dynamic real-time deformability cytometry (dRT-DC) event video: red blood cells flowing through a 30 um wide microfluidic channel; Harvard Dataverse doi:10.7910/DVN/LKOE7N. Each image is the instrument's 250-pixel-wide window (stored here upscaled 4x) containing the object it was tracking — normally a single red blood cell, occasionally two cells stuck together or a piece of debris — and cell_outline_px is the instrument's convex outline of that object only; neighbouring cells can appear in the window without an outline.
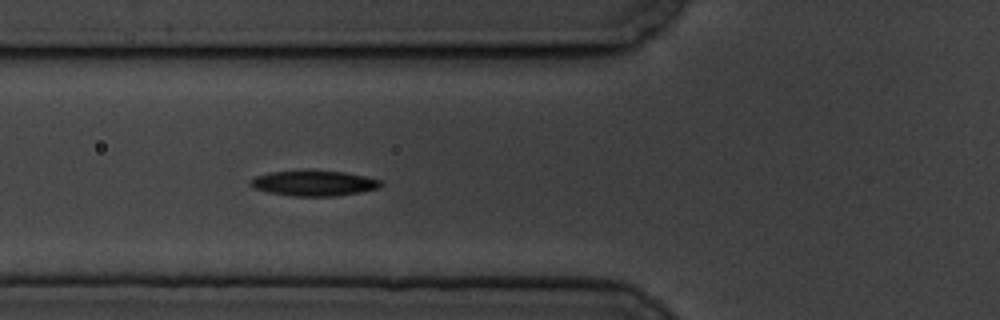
{"species": "common noctule bat (a hibernating species)", "species_latin": "Nyctalus noctula", "temperature_condition": "cold", "stored_images_in_passage": 6, "camera_frame_rate_fps": 3000, "um_per_image_px": 0.085, "animal": {"sex": "male", "body_mass_g": 19.5, "forearm_length_mm": 54.6}, "frame": {"image": 1, "passage_image": 6, "time_ms": 6.667, "image_size_px": [1000, 320], "cell_outline_px": [[384, 184], [380, 188], [360, 192], [336, 196], [292, 196], [268, 192], [252, 188], [248, 184], [248, 180], [256, 176], [268, 172], [344, 172], [384, 180]], "centroid_in_image_um": [26.69, 15.6], "position_along_channel_um": 99.1, "area_um2": 19.07}}